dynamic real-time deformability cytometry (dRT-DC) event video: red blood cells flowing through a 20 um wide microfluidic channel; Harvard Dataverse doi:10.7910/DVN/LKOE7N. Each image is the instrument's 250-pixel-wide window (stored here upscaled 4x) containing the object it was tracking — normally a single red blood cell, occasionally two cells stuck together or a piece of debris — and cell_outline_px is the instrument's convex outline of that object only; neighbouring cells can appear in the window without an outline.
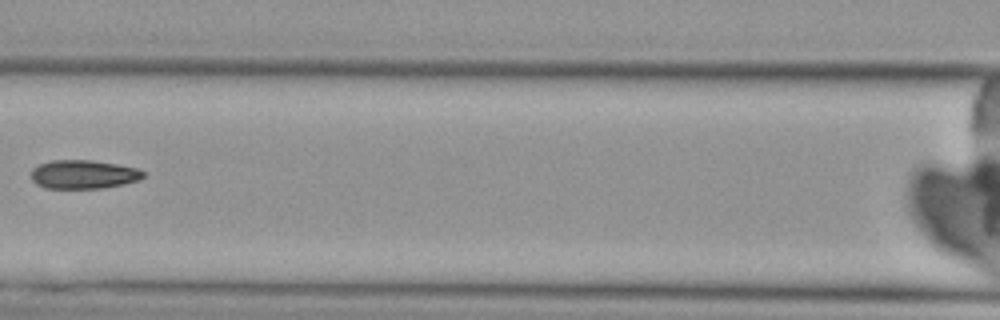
{"species": "Egyptian fruit bat (a non-hibernating species)", "species_latin": "Rousettus aegyptiacus", "temperature_condition": "cold", "stored_images_in_passage": 7, "camera_frame_rate_fps": 3000, "um_per_image_px": 0.085, "animal": {"sex": "female"}, "frame": {"image": 1, "passage_image": 7, "time_ms": 8.0, "image_size_px": [1000, 320], "cell_outline_px": [[144, 176], [140, 180], [124, 184], [104, 188], [44, 188], [36, 184], [32, 180], [32, 168], [40, 164], [52, 160], [92, 160], [116, 164], [136, 168], [144, 172]], "centroid_in_image_um": [7.09, 14.83], "position_along_channel_um": 159.5, "area_um2": 18.79}}